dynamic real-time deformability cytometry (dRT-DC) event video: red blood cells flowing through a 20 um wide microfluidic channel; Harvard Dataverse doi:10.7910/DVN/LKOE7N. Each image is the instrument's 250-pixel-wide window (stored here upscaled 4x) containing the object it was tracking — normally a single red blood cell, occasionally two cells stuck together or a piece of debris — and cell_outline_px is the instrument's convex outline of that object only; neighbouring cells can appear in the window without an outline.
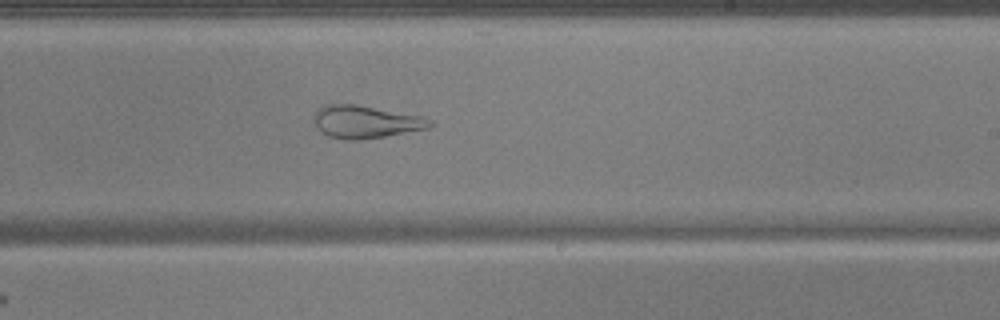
{"species": "common noctule bat (a hibernating species)", "species_latin": "Nyctalus noctula", "temperature_condition": "warm", "stored_images_in_passage": 46, "camera_frame_rate_fps": 3000, "um_per_image_px": 0.085, "animal": {"sex": "male", "body_mass_g": 17.9, "forearm_length_mm": 54.2}, "frame": {"image": 1, "passage_image": 25, "time_ms": 8.0, "image_size_px": [1000, 320], "cell_outline_px": [[432, 124], [428, 128], [384, 136], [360, 140], [344, 140], [328, 136], [320, 132], [316, 128], [312, 120], [316, 112], [324, 104], [356, 104], [420, 116], [432, 120]], "centroid_in_image_um": [31.0, 10.36], "position_along_channel_um": 258.0, "area_um2": 22.02}}
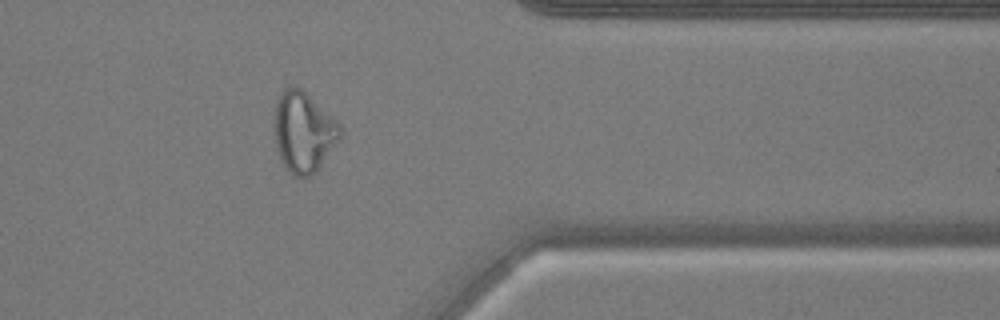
{"frame": {"image": 2, "passage_image": 36, "time_ms": 11.667, "image_size_px": [1000, 320], "cell_outline_px": [[344, 132], [316, 172], [308, 176], [292, 176], [288, 172], [280, 160], [276, 148], [276, 100], [284, 88], [292, 84], [296, 84], [340, 124]], "centroid_in_image_um": [25.8, 11.22], "position_along_channel_um": 385.6, "area_um2": 30.63}}
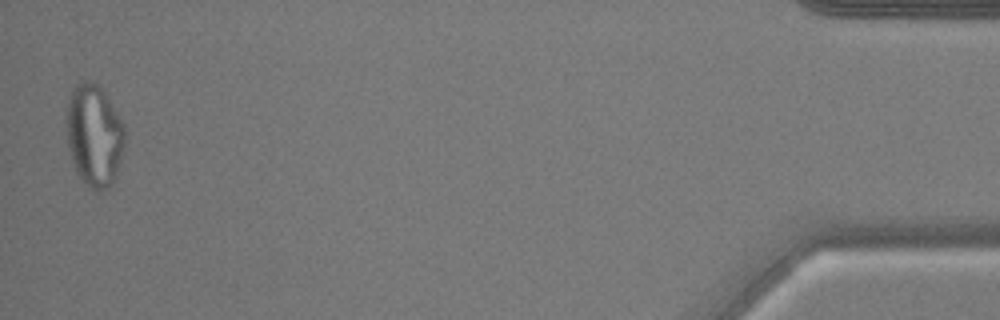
{"frame": {"image": 3, "passage_image": 45, "time_ms": 14.667, "image_size_px": [1000, 320], "cell_outline_px": [[128, 136], [116, 176], [112, 184], [108, 188], [96, 192], [88, 188], [76, 172], [72, 160], [68, 144], [68, 100], [76, 84], [84, 80], [92, 80], [104, 92], [124, 124]], "centroid_in_image_um": [8.06, 11.55], "position_along_channel_um": 427.1, "area_um2": 34.85}}